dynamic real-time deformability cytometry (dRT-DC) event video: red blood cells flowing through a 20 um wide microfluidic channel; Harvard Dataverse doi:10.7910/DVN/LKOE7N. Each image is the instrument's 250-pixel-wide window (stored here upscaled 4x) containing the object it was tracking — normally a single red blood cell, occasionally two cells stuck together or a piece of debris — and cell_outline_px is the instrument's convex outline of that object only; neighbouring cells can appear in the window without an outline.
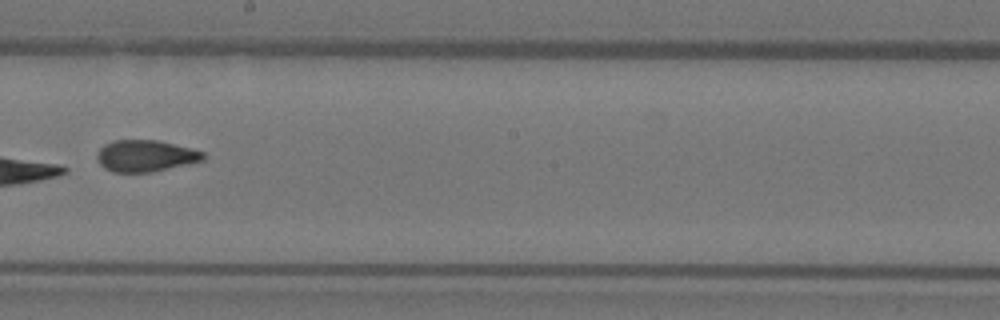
{"species": "Egyptian fruit bat (a non-hibernating species)", "species_latin": "Rousettus aegyptiacus", "temperature_condition": "warm", "stored_images_in_passage": 8, "camera_frame_rate_fps": 3000, "um_per_image_px": 0.085, "animal": {"sex": "female"}, "frame": {"image": 1, "passage_image": 8, "time_ms": 8.333, "image_size_px": [1000, 320], "cell_outline_px": [[204, 160], [152, 172], [112, 172], [104, 168], [96, 160], [96, 152], [104, 144], [112, 140], [160, 140], [204, 152]], "centroid_in_image_um": [12.31, 13.24], "position_along_channel_um": 235.9, "area_um2": 19.65}}